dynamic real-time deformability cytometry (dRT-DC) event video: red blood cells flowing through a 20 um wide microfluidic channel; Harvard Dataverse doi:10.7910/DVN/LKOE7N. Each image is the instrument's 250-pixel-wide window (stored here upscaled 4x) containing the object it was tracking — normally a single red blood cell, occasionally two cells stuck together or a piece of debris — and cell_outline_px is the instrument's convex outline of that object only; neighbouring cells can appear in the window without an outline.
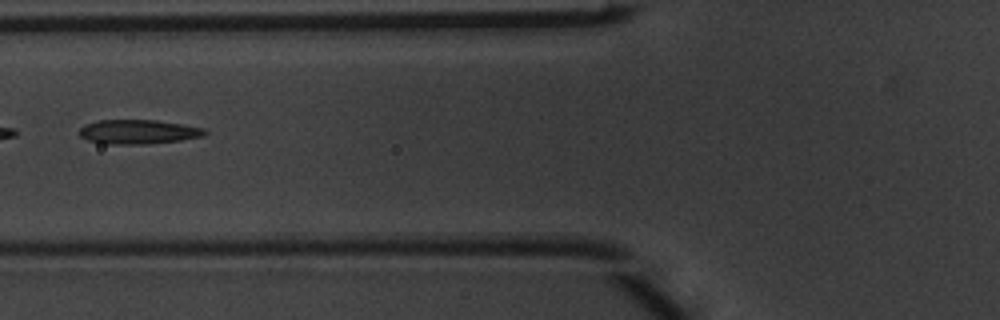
{"species": "common noctule bat (a hibernating species)", "species_latin": "Nyctalus noctula", "temperature_condition": "warm", "stored_images_in_passage": 5, "camera_frame_rate_fps": 3000, "um_per_image_px": 0.085, "animal": {"sex": "male", "body_mass_g": 20.1, "forearm_length_mm": 53.5}, "frame": {"image": 1, "passage_image": 5, "time_ms": 1.333, "image_size_px": [1000, 320], "cell_outline_px": [[208, 132], [204, 136], [180, 140], [148, 144], [104, 144], [88, 140], [80, 136], [80, 128], [84, 124], [100, 120], [156, 120], [184, 124], [204, 128]], "centroid_in_image_um": [11.77, 11.2], "position_along_channel_um": 114.0, "area_um2": 17.86}}